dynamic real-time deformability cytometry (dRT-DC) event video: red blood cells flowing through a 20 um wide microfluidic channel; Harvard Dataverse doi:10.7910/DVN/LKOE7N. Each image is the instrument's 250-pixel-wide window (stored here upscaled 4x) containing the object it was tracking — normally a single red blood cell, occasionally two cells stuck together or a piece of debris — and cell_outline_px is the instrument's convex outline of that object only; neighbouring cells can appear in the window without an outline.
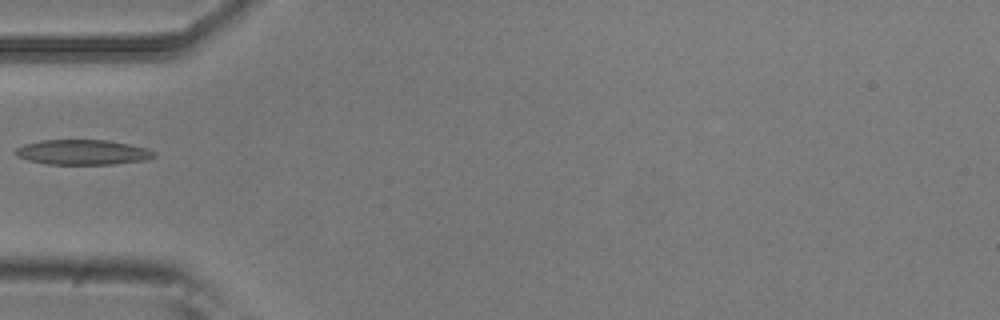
{"species": "common noctule bat (a hibernating species)", "species_latin": "Nyctalus noctula", "temperature_condition": "room temperature", "stored_images_in_passage": 6, "camera_frame_rate_fps": 3000, "um_per_image_px": 0.085, "animal": {"sex": "male", "body_mass_g": 20.5, "forearm_length_mm": 52.5}, "frame": {"image": 1, "passage_image": 5, "time_ms": 1.333, "image_size_px": [1000, 320], "cell_outline_px": [[156, 156], [144, 160], [112, 164], [48, 164], [28, 160], [16, 156], [12, 152], [16, 148], [24, 144], [40, 140], [108, 140], [148, 148], [156, 152]], "centroid_in_image_um": [7.0, 12.93], "position_along_channel_um": 78.0, "area_um2": 20.29}}
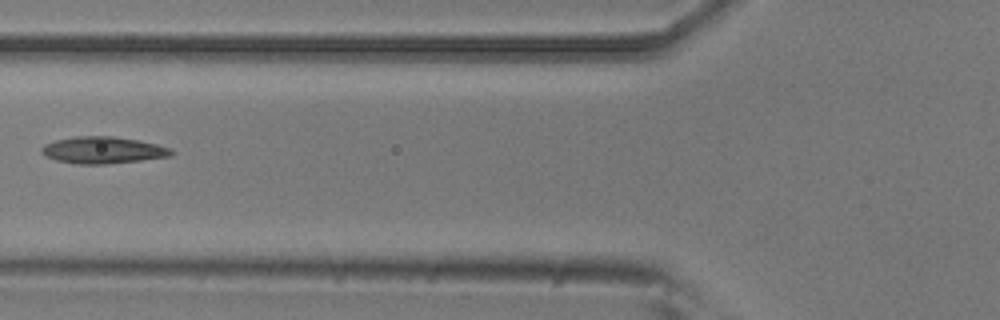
{"frame": {"image": 2, "passage_image": 6, "time_ms": 1.667, "image_size_px": [1000, 320], "cell_outline_px": [[172, 156], [140, 160], [104, 164], [80, 164], [56, 160], [44, 156], [40, 152], [40, 148], [44, 144], [56, 140], [72, 136], [112, 136], [140, 140], [172, 148]], "centroid_in_image_um": [8.72, 12.75], "position_along_channel_um": 117.1, "area_um2": 20.35}}